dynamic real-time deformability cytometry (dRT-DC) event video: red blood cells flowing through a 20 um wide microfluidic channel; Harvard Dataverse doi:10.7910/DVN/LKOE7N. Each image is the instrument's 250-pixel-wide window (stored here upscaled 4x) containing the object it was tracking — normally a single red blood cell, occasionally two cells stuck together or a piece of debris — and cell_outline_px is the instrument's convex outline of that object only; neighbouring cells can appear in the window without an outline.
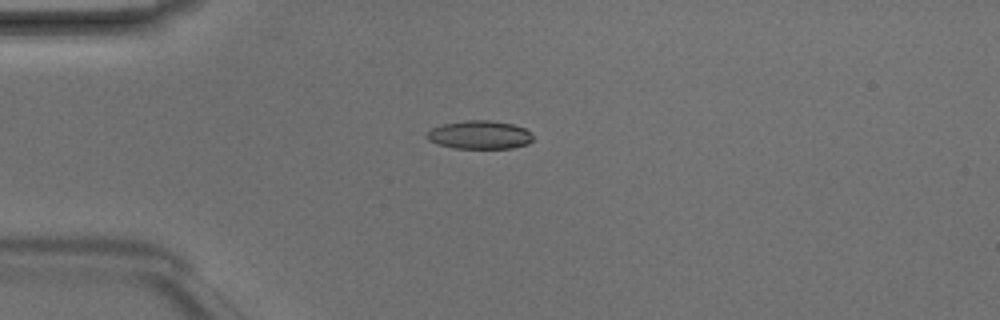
{"species": "Egyptian fruit bat (a non-hibernating species)", "species_latin": "Rousettus aegyptiacus", "temperature_condition": "room temperature", "stored_images_in_passage": 5, "camera_frame_rate_fps": 3000, "um_per_image_px": 0.085, "animal": {"sex": "male"}, "frame": {"image": 1, "passage_image": 4, "time_ms": 1.0, "image_size_px": [1000, 320], "cell_outline_px": [[532, 140], [528, 144], [512, 148], [452, 148], [436, 144], [428, 140], [428, 132], [432, 128], [444, 124], [464, 120], [488, 120], [512, 124], [524, 128], [532, 136]], "centroid_in_image_um": [40.75, 11.47], "position_along_channel_um": 44.2, "area_um2": 17.4}}